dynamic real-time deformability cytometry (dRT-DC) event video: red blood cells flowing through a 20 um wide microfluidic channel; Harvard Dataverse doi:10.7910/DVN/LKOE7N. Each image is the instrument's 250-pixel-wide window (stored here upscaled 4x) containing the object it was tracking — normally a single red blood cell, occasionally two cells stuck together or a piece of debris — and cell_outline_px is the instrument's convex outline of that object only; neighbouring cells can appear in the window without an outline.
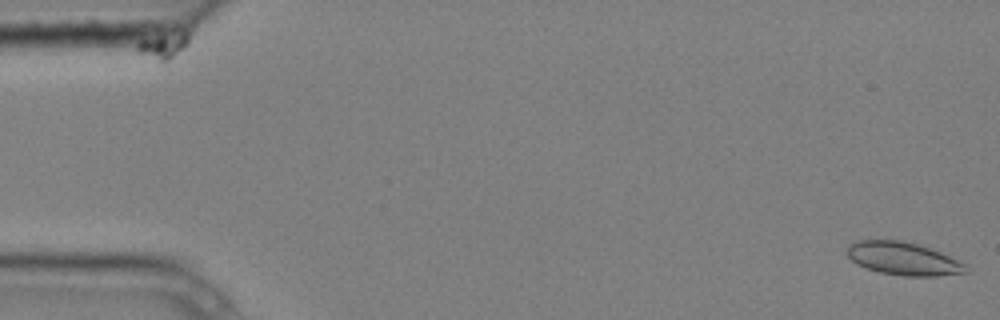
{"species": "common noctule bat (a hibernating species)", "species_latin": "Nyctalus noctula", "temperature_condition": "cold", "stored_images_in_passage": 5, "camera_frame_rate_fps": 3000, "um_per_image_px": 0.085, "animal": {"sex": "male", "body_mass_g": 20.4}, "frame": {"image": 1, "passage_image": 1, "time_ms": 0.0, "image_size_px": [1000, 320], "cell_outline_px": [[968, 272], [936, 276], [904, 276], [880, 272], [856, 264], [848, 256], [848, 248], [856, 240], [900, 240], [916, 244], [940, 252], [964, 264], [968, 268]], "centroid_in_image_um": [76.77, 21.99], "position_along_channel_um": 8.2, "area_um2": 22.37}}
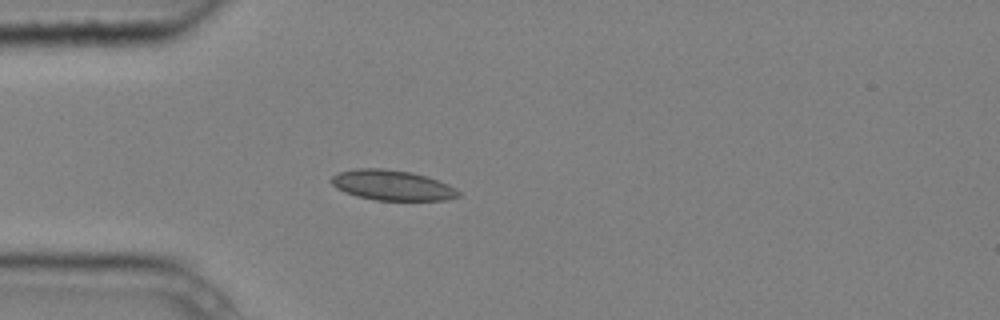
{"frame": {"image": 2, "passage_image": 5, "time_ms": 1.333, "image_size_px": [1000, 320], "cell_outline_px": [[460, 196], [448, 200], [376, 200], [356, 196], [344, 192], [336, 188], [328, 180], [332, 176], [340, 172], [356, 168], [384, 168], [412, 172], [428, 176], [448, 184], [456, 188], [460, 192]], "centroid_in_image_um": [33.34, 15.74], "position_along_channel_um": 51.7, "area_um2": 22.66}}